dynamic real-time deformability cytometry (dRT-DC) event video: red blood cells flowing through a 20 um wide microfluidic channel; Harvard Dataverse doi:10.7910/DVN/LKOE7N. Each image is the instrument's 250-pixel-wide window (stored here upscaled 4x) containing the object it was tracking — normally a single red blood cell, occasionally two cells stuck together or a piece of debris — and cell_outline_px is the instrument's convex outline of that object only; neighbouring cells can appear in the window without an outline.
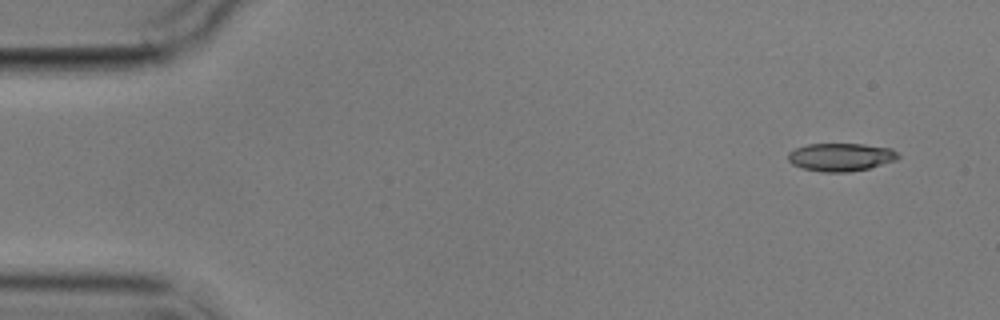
{"species": "common noctule bat (a hibernating species)", "species_latin": "Nyctalus noctula", "temperature_condition": "cold", "stored_images_in_passage": 8, "camera_frame_rate_fps": 3000, "um_per_image_px": 0.085, "animal": {"sex": "male", "body_mass_g": 17.9}, "frame": {"image": 1, "passage_image": 1, "time_ms": 0.0, "image_size_px": [1000, 320], "cell_outline_px": [[900, 156], [896, 160], [868, 168], [848, 172], [820, 172], [804, 168], [792, 164], [788, 160], [788, 152], [796, 148], [808, 144], [864, 144], [892, 148]], "centroid_in_image_um": [71.46, 13.35], "position_along_channel_um": 13.5, "area_um2": 17.92}}
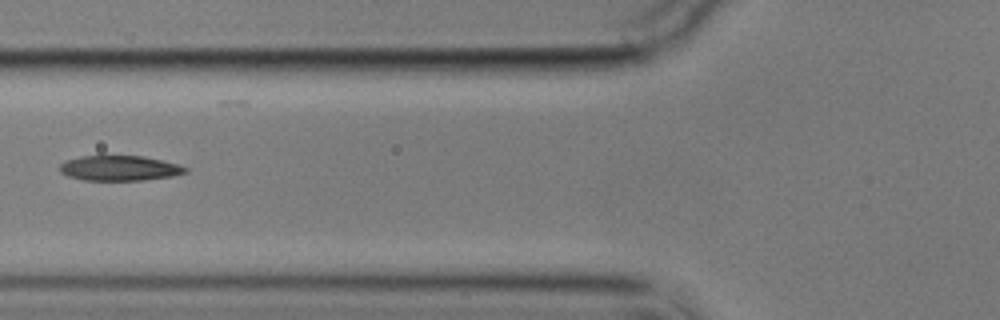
{"frame": {"image": 2, "passage_image": 6, "time_ms": 6.0, "image_size_px": [1000, 320], "cell_outline_px": [[188, 172], [172, 176], [140, 180], [84, 180], [68, 176], [60, 172], [60, 164], [64, 160], [80, 156], [104, 152], [144, 156], [180, 164], [188, 168]], "centroid_in_image_um": [10.12, 14.23], "position_along_channel_um": 115.7, "area_um2": 19.36}}
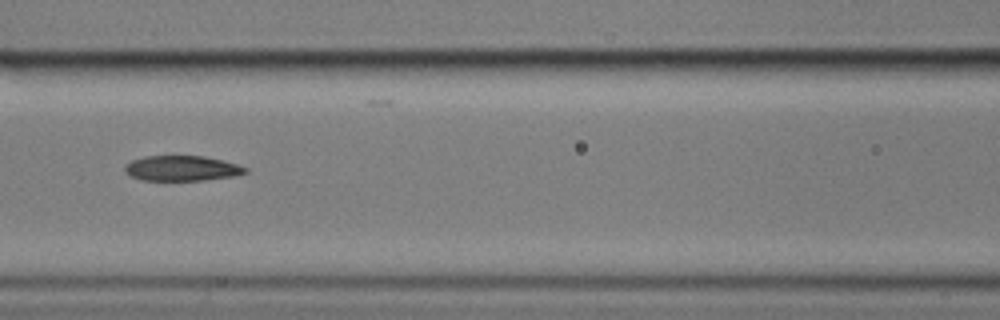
{"frame": {"image": 3, "passage_image": 7, "time_ms": 7.0, "image_size_px": [1000, 320], "cell_outline_px": [[248, 172], [236, 176], [204, 180], [140, 180], [124, 172], [124, 164], [132, 160], [144, 156], [204, 156], [236, 164], [248, 168]], "centroid_in_image_um": [15.44, 14.31], "position_along_channel_um": 151.2, "area_um2": 17.74}}